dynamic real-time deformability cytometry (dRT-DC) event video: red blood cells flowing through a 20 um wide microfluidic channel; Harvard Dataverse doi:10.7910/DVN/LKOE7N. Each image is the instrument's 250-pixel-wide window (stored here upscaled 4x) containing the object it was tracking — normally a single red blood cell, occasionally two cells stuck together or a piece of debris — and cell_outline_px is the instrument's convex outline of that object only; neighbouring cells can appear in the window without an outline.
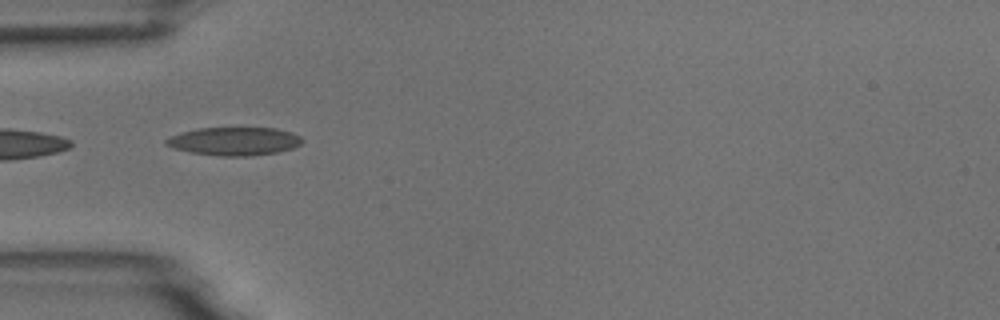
{"species": "common noctule bat (a hibernating species)", "species_latin": "Nyctalus noctula", "temperature_condition": "room temperature", "stored_images_in_passage": 4, "camera_frame_rate_fps": 3000, "um_per_image_px": 0.085, "animal": {"sex": "male", "body_mass_g": 18.8}, "frame": {"image": 1, "passage_image": 1, "time_ms": 0.0, "image_size_px": [1000, 320], "cell_outline_px": [[304, 140], [300, 144], [292, 148], [276, 152], [252, 156], [220, 156], [192, 152], [172, 148], [164, 144], [164, 140], [180, 132], [200, 128], [276, 128], [292, 132], [300, 136]], "centroid_in_image_um": [19.91, 12.0], "position_along_channel_um": 65.1, "area_um2": 22.37}}